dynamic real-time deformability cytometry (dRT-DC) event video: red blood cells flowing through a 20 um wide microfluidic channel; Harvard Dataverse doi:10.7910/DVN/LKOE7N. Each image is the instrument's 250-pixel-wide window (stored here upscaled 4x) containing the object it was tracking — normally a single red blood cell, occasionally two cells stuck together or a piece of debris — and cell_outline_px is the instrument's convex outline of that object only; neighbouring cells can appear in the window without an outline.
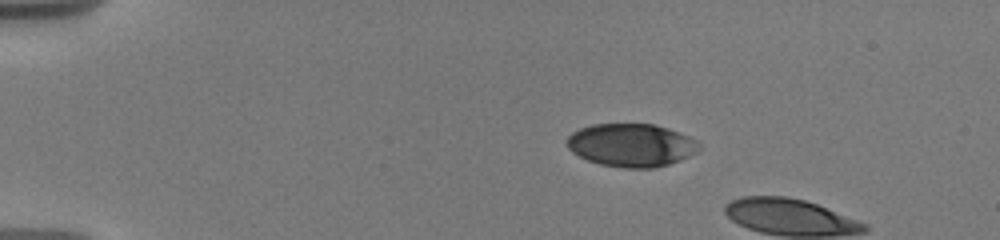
{"species": "human", "species_latin": "Homo sapiens", "temperature_condition": "warm", "stored_images_in_passage": 4, "camera_frame_rate_fps": 3000, "um_per_image_px": 0.085, "donor": {"sex": "male"}, "frame": {"image": 1, "passage_image": 1, "time_ms": 0.0, "image_size_px": [1000, 240], "cell_outline_px": [[700, 148], [696, 152], [680, 160], [656, 168], [624, 168], [600, 164], [588, 160], [572, 152], [568, 148], [568, 136], [572, 132], [580, 128], [592, 124], [652, 124], [668, 128], [688, 136], [696, 140], [700, 144]], "centroid_in_image_um": [53.66, 12.34], "position_along_channel_um": 31.3, "area_um2": 33.06}}